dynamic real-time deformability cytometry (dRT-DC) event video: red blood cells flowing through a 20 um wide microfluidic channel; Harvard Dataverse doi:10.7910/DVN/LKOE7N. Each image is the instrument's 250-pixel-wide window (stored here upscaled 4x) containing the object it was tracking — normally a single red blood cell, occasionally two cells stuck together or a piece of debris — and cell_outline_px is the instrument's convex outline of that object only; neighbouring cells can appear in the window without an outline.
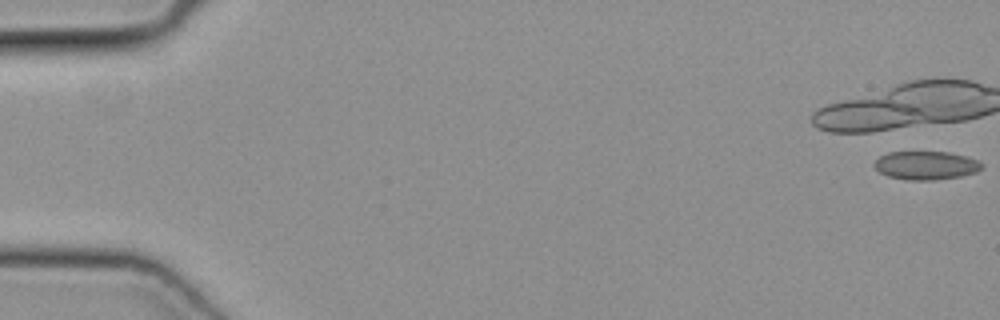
{"species": "common noctule bat (a hibernating species)", "species_latin": "Nyctalus noctula", "temperature_condition": "cold", "stored_images_in_passage": 21, "camera_frame_rate_fps": 3000, "um_per_image_px": 0.085, "animal": {"sex": "female", "body_mass_g": 19.3, "forearm_length_mm": 54.1}, "frame": {"image": 1, "passage_image": 1, "time_ms": 0.0, "image_size_px": [1000, 320], "cell_outline_px": [[984, 164], [976, 172], [960, 176], [932, 180], [908, 180], [888, 176], [880, 172], [872, 164], [880, 156], [888, 152], [948, 152], [968, 156]], "centroid_in_image_um": [78.7, 14.05], "position_along_channel_um": 6.3, "area_um2": 17.74}}